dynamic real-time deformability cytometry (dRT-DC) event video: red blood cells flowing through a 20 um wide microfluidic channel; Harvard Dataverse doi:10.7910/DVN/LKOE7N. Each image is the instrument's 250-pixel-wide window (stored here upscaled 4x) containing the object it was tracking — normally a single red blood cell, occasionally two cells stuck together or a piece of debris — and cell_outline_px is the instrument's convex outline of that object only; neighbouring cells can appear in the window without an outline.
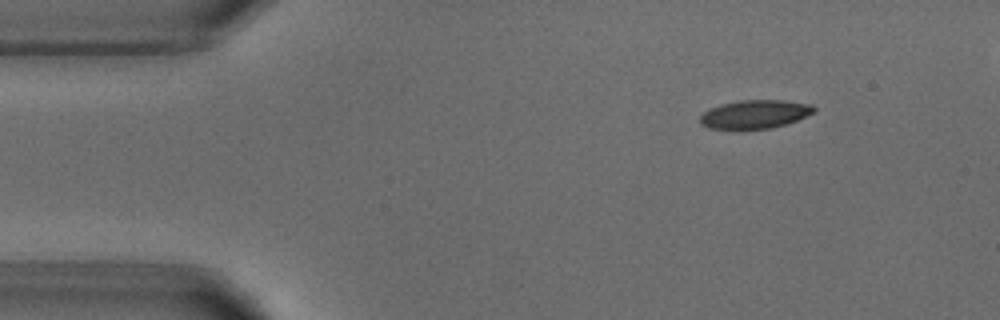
{"species": "common noctule bat (a hibernating species)", "species_latin": "Nyctalus noctula", "temperature_condition": "warm", "stored_images_in_passage": 4, "camera_frame_rate_fps": 3000, "um_per_image_px": 0.085, "animal": {"sex": "male", "body_mass_g": 18.8}, "frame": {"image": 1, "passage_image": 1, "time_ms": 0.0, "image_size_px": [1000, 320], "cell_outline_px": [[816, 108], [812, 112], [796, 120], [772, 128], [740, 132], [736, 132], [708, 128], [700, 124], [700, 116], [704, 112], [720, 104], [740, 100], [784, 100], [812, 104]], "centroid_in_image_um": [64.08, 9.75], "position_along_channel_um": 20.9, "area_um2": 19.54}}